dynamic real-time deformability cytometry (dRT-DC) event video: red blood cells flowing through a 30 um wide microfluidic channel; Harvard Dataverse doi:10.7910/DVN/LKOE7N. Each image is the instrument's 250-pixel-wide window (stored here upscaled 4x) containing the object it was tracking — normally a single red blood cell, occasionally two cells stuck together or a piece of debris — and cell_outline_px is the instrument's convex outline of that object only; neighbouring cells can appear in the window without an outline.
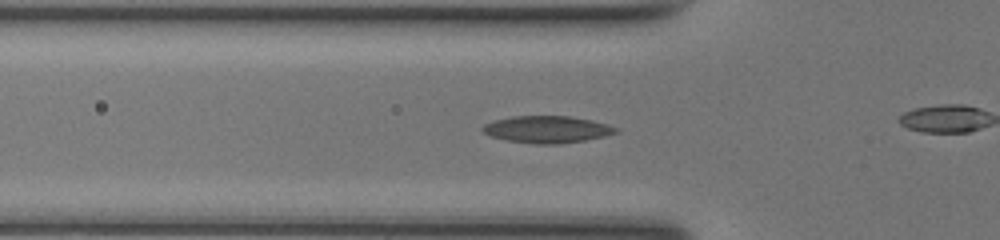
{"species": "common noctule bat (a hibernating species)", "species_latin": "Nyctalus noctula", "temperature_condition": "room temperature", "stored_images_in_passage": 40, "camera_frame_rate_fps": 3000, "um_per_image_px": 0.085, "animal": {"sex": "female", "body_mass_g": 17.0, "forearm_length_mm": 48.0}, "frame": {"image": 1, "passage_image": 17, "time_ms": 5.333, "image_size_px": [1000, 240], "cell_outline_px": [[620, 132], [604, 136], [584, 140], [560, 144], [536, 144], [504, 140], [488, 136], [480, 128], [484, 124], [492, 120], [512, 116], [568, 116], [592, 120], [608, 124], [620, 128]], "centroid_in_image_um": [46.48, 11.0], "position_along_channel_um": 79.3, "area_um2": 21.27}}
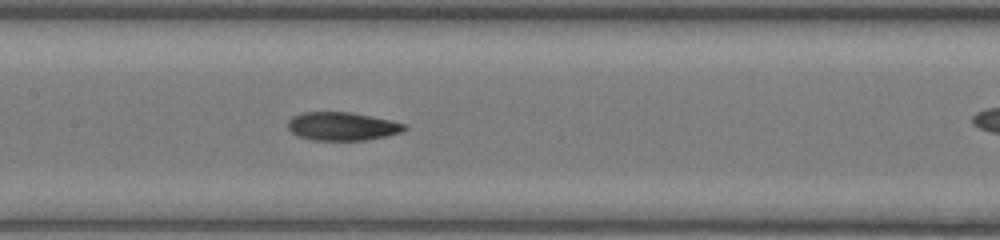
{"frame": {"image": 2, "passage_image": 24, "time_ms": 7.667, "image_size_px": [1000, 240], "cell_outline_px": [[408, 128], [400, 132], [384, 136], [364, 140], [312, 140], [296, 136], [288, 128], [288, 120], [292, 116], [300, 112], [352, 112], [392, 120], [408, 124]], "centroid_in_image_um": [29.08, 10.72], "position_along_channel_um": 178.3, "area_um2": 19.42}}
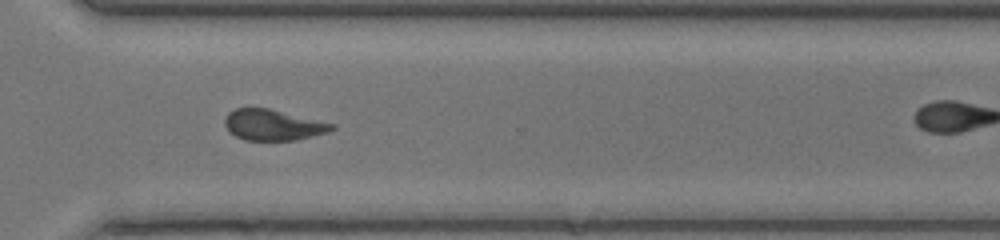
{"frame": {"image": 3, "passage_image": 36, "time_ms": 11.667, "image_size_px": [1000, 240], "cell_outline_px": [[336, 128], [328, 132], [296, 140], [244, 140], [228, 132], [224, 124], [224, 120], [228, 112], [236, 108], [268, 108], [336, 124]], "centroid_in_image_um": [23.2, 10.62], "position_along_channel_um": 347.4, "area_um2": 19.31}}